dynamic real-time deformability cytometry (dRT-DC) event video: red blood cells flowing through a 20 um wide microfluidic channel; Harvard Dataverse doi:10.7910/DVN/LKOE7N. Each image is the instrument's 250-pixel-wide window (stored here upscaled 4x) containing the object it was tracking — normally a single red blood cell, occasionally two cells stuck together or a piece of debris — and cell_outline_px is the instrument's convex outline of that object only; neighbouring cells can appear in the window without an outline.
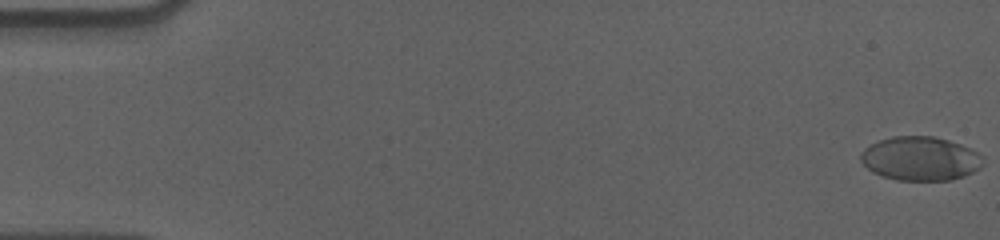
{"species": "human", "species_latin": "Homo sapiens", "temperature_condition": "cold", "stored_images_in_passage": 58, "camera_frame_rate_fps": 3000, "um_per_image_px": 0.085, "donor": {"sex": "male"}, "frame": {"image": 1, "passage_image": 1, "time_ms": 0.0, "image_size_px": [1000, 240], "cell_outline_px": [[984, 164], [980, 168], [964, 176], [952, 180], [896, 180], [872, 172], [860, 160], [860, 152], [864, 148], [880, 140], [892, 136], [932, 136], [948, 140], [960, 144], [984, 156]], "centroid_in_image_um": [78.24, 13.48], "position_along_channel_um": 6.8, "area_um2": 31.33}}
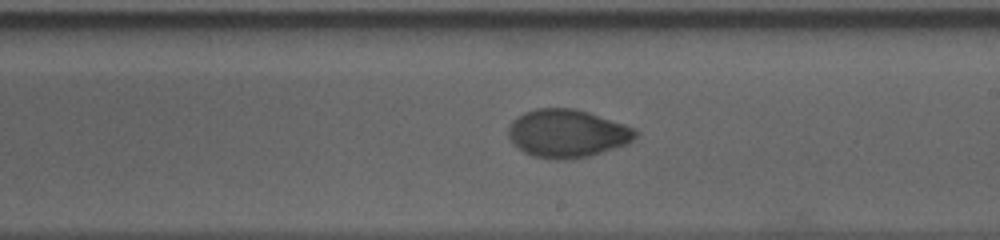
{"frame": {"image": 2, "passage_image": 34, "time_ms": 11.0, "image_size_px": [1000, 240], "cell_outline_px": [[640, 132], [628, 144], [588, 156], [564, 160], [560, 160], [532, 156], [524, 152], [512, 144], [508, 136], [508, 124], [516, 116], [524, 112], [536, 108], [576, 108], [624, 124]], "centroid_in_image_um": [48.17, 11.33], "position_along_channel_um": 240.8, "area_um2": 35.78}}
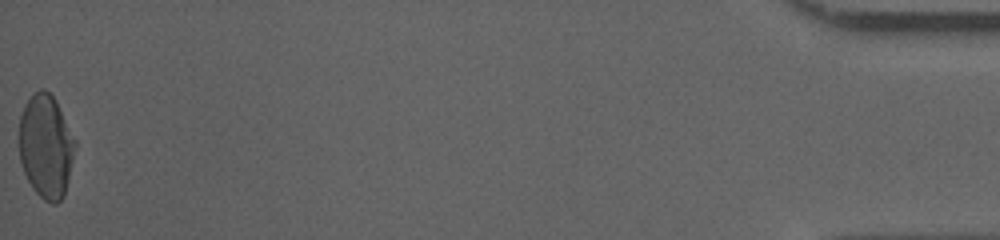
{"frame": {"image": 3, "passage_image": 58, "time_ms": 19.0, "image_size_px": [1000, 240], "cell_outline_px": [[76, 144], [64, 196], [56, 204], [52, 204], [44, 200], [32, 188], [24, 172], [20, 160], [20, 116], [24, 104], [40, 88], [44, 88], [56, 100], [76, 140]], "centroid_in_image_um": [3.91, 12.43], "position_along_channel_um": 431.3, "area_um2": 33.58}, "authors_computed_cell_mechanics": {"area_um2": 34.2465, "velocity_mm_per_s": 3.5936, "shape_relaxation_time_tau1_ms": 5.1202, "shape_relaxation_time_tau2_ms": 1.4152, "deformation_change_tau1": 0.1558, "deformation_change_tau2": 0.0382}}